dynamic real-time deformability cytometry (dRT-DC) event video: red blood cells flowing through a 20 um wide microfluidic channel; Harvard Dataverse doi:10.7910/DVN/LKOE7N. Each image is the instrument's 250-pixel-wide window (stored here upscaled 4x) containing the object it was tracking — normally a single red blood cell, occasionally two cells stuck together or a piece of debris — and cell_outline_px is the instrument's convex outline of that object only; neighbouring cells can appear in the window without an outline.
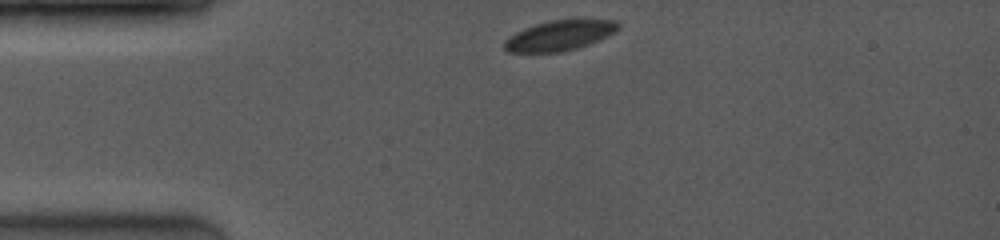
{"species": "common noctule bat (a hibernating species)", "species_latin": "Nyctalus noctula", "temperature_condition": "room temperature", "stored_images_in_passage": 10, "camera_frame_rate_fps": 4000, "um_per_image_px": 0.085, "animal": {"sex": "female", "body_mass_g": 19.0, "forearm_length_mm": 53.3}, "frame": {"image": 1, "passage_image": 1, "time_ms": 0.0, "image_size_px": [1000, 240], "cell_outline_px": [[620, 28], [616, 32], [588, 44], [576, 48], [560, 52], [508, 52], [504, 48], [504, 40], [508, 36], [524, 28], [548, 20], [580, 16], [616, 20], [620, 24]], "centroid_in_image_um": [47.63, 2.95], "position_along_channel_um": 37.4, "area_um2": 20.87}}
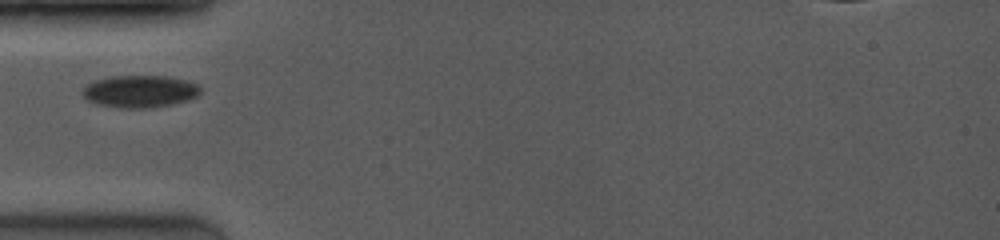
{"frame": {"image": 2, "passage_image": 5, "time_ms": 1.0, "image_size_px": [1000, 240], "cell_outline_px": [[200, 92], [196, 96], [188, 100], [172, 104], [148, 108], [116, 108], [92, 104], [84, 96], [84, 88], [88, 84], [96, 80], [116, 76], [164, 76], [184, 80], [196, 84], [200, 88]], "centroid_in_image_um": [11.86, 7.79], "position_along_channel_um": 73.1, "area_um2": 21.96}}
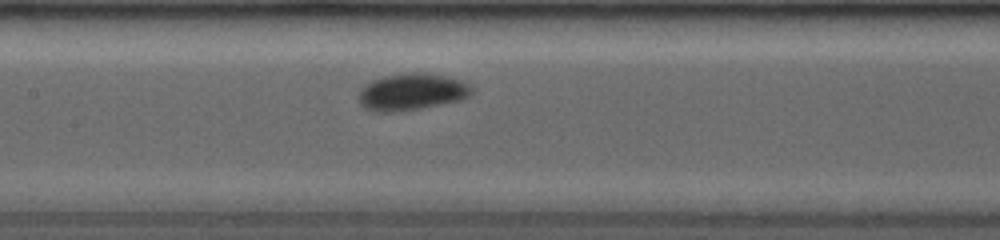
{"frame": {"image": 3, "passage_image": 10, "time_ms": 2.25, "image_size_px": [1000, 240], "cell_outline_px": [[472, 92], [468, 96], [460, 100], [400, 112], [376, 112], [364, 108], [360, 104], [360, 92], [368, 84], [376, 80], [388, 76], [440, 76], [456, 80], [464, 84]], "centroid_in_image_um": [34.93, 7.91], "position_along_channel_um": 172.5, "area_um2": 22.37}}